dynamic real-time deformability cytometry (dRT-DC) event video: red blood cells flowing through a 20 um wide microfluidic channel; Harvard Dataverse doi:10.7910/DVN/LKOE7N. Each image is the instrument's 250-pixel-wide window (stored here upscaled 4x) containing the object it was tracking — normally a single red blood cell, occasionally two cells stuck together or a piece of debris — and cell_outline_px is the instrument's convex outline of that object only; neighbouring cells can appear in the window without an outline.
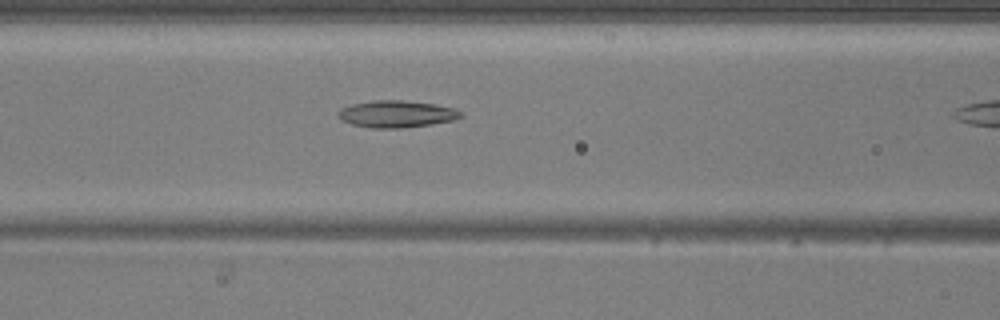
{"species": "common noctule bat (a hibernating species)", "species_latin": "Nyctalus noctula", "temperature_condition": "warm", "stored_images_in_passage": 11, "camera_frame_rate_fps": 3000, "um_per_image_px": 0.085, "animal": {"sex": "male", "body_mass_g": 20.5, "forearm_length_mm": 52.5}, "frame": {"image": 1, "passage_image": 10, "time_ms": 3.0, "image_size_px": [1000, 320], "cell_outline_px": [[460, 116], [452, 120], [432, 124], [400, 128], [372, 128], [352, 124], [344, 120], [336, 112], [340, 108], [352, 104], [372, 100], [404, 100], [432, 104], [456, 108], [460, 112]], "centroid_in_image_um": [33.68, 9.68], "position_along_channel_um": 132.9, "area_um2": 19.02}}